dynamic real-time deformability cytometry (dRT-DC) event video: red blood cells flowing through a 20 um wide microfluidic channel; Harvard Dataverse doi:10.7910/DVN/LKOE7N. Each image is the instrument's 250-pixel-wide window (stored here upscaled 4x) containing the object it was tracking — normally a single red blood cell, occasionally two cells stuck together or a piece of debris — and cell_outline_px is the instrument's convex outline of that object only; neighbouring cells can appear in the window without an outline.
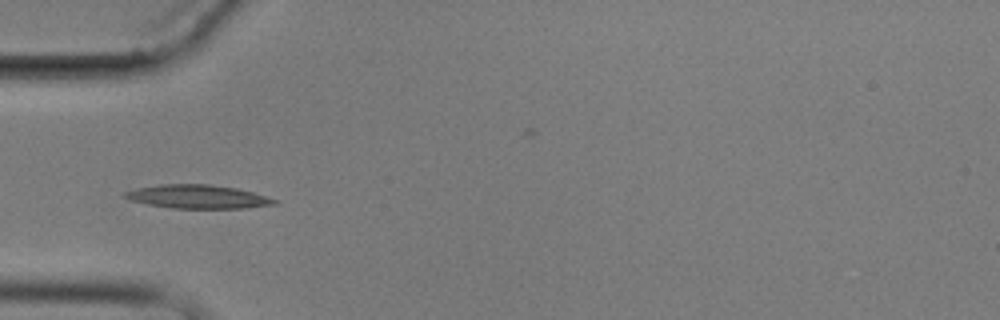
{"species": "common noctule bat (a hibernating species)", "species_latin": "Nyctalus noctula", "temperature_condition": "cold", "stored_images_in_passage": 8, "camera_frame_rate_fps": 3000, "um_per_image_px": 0.085, "animal": {"sex": "male", "body_mass_g": 17.9}, "frame": {"image": 1, "passage_image": 6, "time_ms": 5.667, "image_size_px": [1000, 320], "cell_outline_px": [[276, 204], [244, 208], [172, 208], [148, 204], [132, 200], [124, 196], [124, 192], [136, 188], [160, 184], [208, 184], [236, 188], [252, 192], [276, 200]], "centroid_in_image_um": [16.78, 16.71], "position_along_channel_um": 68.2, "area_um2": 20.23}}
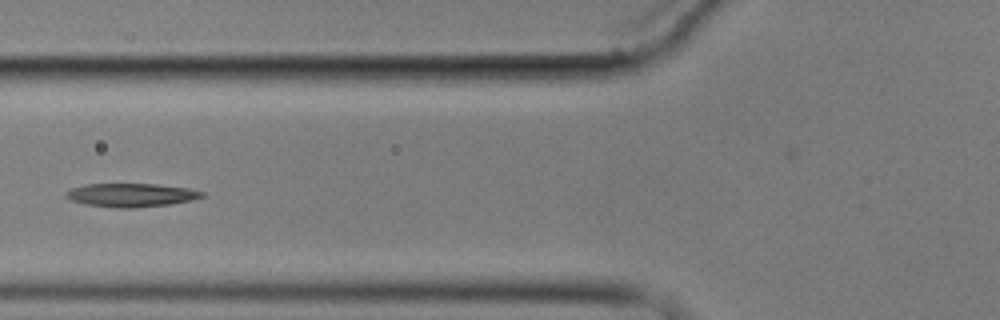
{"frame": {"image": 2, "passage_image": 7, "time_ms": 7.0, "image_size_px": [1000, 320], "cell_outline_px": [[204, 196], [188, 200], [168, 204], [132, 208], [116, 208], [84, 204], [72, 200], [64, 196], [64, 192], [72, 188], [88, 184], [156, 184], [188, 188], [204, 192]], "centroid_in_image_um": [11.09, 16.58], "position_along_channel_um": 114.7, "area_um2": 18.44}}
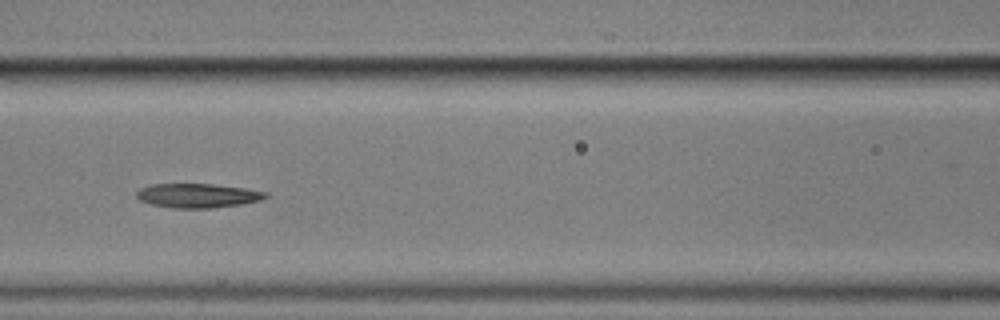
{"frame": {"image": 3, "passage_image": 8, "time_ms": 8.0, "image_size_px": [1000, 320], "cell_outline_px": [[268, 196], [260, 200], [240, 204], [212, 208], [172, 208], [152, 204], [140, 200], [136, 196], [136, 192], [140, 188], [152, 184], [212, 184], [244, 188], [268, 192]], "centroid_in_image_um": [16.79, 16.62], "position_along_channel_um": 149.8, "area_um2": 18.09}}